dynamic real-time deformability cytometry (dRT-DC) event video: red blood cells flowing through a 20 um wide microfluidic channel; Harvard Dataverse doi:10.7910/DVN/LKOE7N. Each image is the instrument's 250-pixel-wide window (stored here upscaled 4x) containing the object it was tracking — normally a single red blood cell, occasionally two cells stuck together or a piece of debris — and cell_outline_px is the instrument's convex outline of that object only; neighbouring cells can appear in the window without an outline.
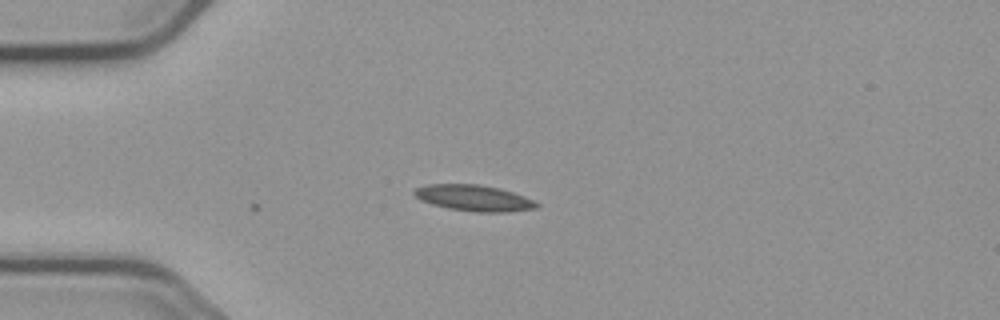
{"species": "common noctule bat (a hibernating species)", "species_latin": "Nyctalus noctula", "temperature_condition": "cold", "stored_images_in_passage": 3, "camera_frame_rate_fps": 3000, "um_per_image_px": 0.085, "animal": {"sex": "male", "body_mass_g": 23.1, "forearm_length_mm": 52.7}, "frame": {"image": 1, "passage_image": 3, "time_ms": 0.667, "image_size_px": [1000, 320], "cell_outline_px": [[540, 204], [536, 208], [508, 212], [476, 212], [448, 208], [432, 204], [420, 200], [412, 192], [416, 188], [428, 184], [476, 184], [500, 188], [524, 196]], "centroid_in_image_um": [40.27, 16.83], "position_along_channel_um": 44.7, "area_um2": 18.5}}